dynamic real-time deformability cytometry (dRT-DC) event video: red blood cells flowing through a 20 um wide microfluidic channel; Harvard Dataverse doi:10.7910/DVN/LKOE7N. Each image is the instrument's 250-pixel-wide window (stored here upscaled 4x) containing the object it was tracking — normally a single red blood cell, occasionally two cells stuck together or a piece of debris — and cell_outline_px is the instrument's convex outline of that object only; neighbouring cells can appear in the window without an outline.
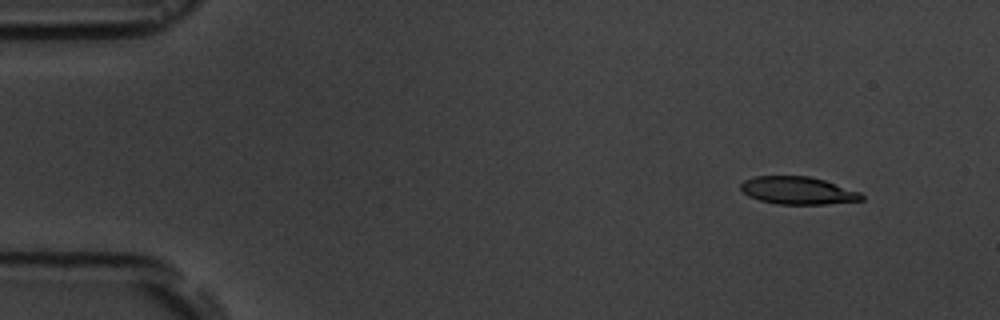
{"species": "common noctule bat (a hibernating species)", "species_latin": "Nyctalus noctula", "temperature_condition": "room temperature", "stored_images_in_passage": 5, "camera_frame_rate_fps": 3000, "um_per_image_px": 0.085, "animal": {"sex": "male", "body_mass_g": 19.5, "forearm_length_mm": 54.6}, "frame": {"image": 1, "passage_image": 1, "time_ms": 0.0, "image_size_px": [1000, 320], "cell_outline_px": [[864, 200], [824, 204], [776, 204], [760, 200], [748, 196], [740, 188], [740, 184], [744, 180], [756, 176], [808, 176], [824, 180], [860, 192], [864, 196]], "centroid_in_image_um": [67.81, 16.19], "position_along_channel_um": 17.2, "area_um2": 19.36}}
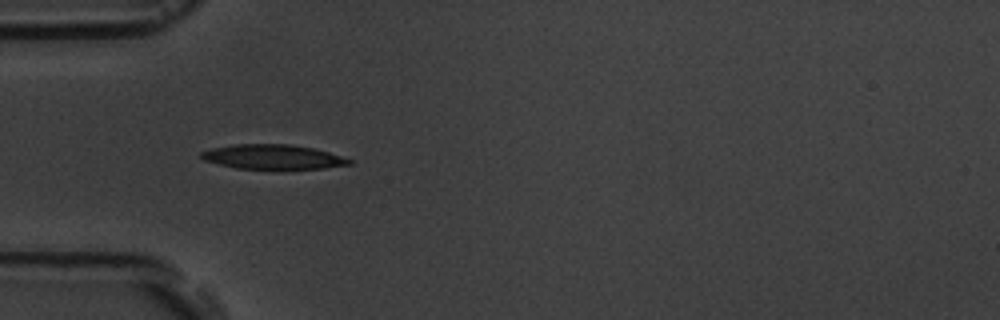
{"frame": {"image": 2, "passage_image": 4, "time_ms": 4.0, "image_size_px": [1000, 320], "cell_outline_px": [[352, 164], [324, 168], [236, 168], [204, 160], [200, 156], [200, 152], [212, 148], [232, 144], [292, 144], [312, 148], [328, 152], [352, 160]], "centroid_in_image_um": [23.17, 13.32], "position_along_channel_um": 61.8, "area_um2": 20.87}}
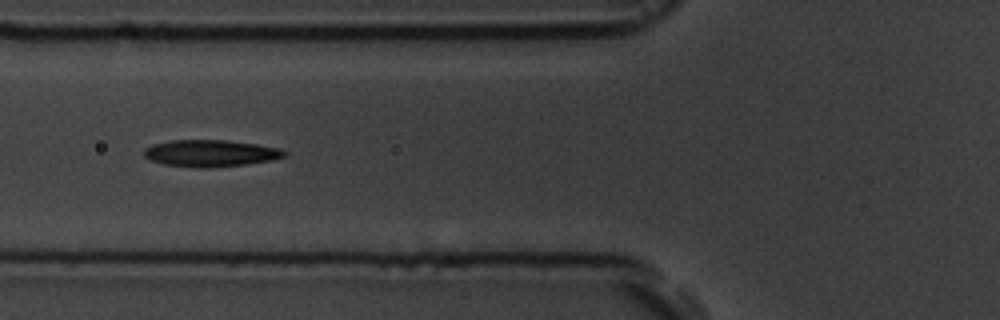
{"frame": {"image": 3, "passage_image": 5, "time_ms": 5.333, "image_size_px": [1000, 320], "cell_outline_px": [[288, 156], [272, 160], [244, 164], [212, 168], [196, 168], [164, 164], [152, 160], [144, 156], [144, 148], [152, 144], [172, 140], [228, 140], [256, 144], [280, 148], [288, 152]], "centroid_in_image_um": [17.92, 13.02], "position_along_channel_um": 107.9, "area_um2": 22.08}}